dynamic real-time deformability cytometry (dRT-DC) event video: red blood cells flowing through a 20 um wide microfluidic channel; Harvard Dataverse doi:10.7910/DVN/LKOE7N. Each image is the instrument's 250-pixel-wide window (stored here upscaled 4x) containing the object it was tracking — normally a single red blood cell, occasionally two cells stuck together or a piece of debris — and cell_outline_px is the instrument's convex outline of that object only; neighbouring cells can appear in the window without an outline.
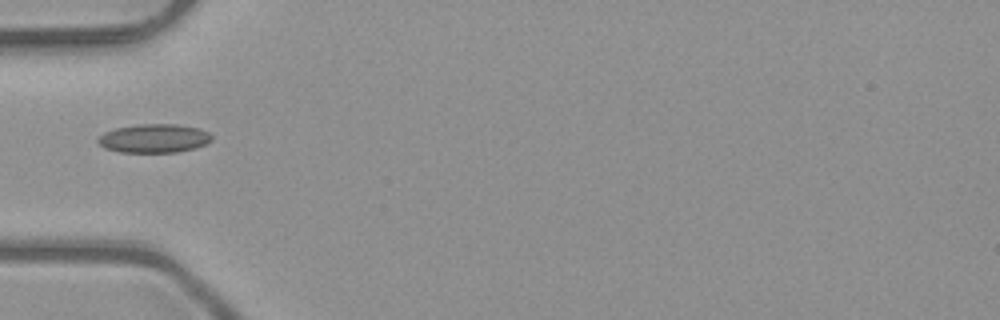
{"species": "common noctule bat (a hibernating species)", "species_latin": "Nyctalus noctula", "temperature_condition": "room temperature", "stored_images_in_passage": 5, "camera_frame_rate_fps": 3000, "um_per_image_px": 0.085, "animal": {"sex": "male", "body_mass_g": 23.1, "forearm_length_mm": 52.7}, "frame": {"image": 1, "passage_image": 4, "time_ms": 1.0, "image_size_px": [1000, 320], "cell_outline_px": [[212, 140], [208, 144], [196, 148], [176, 152], [120, 152], [104, 148], [96, 140], [104, 132], [116, 128], [140, 124], [176, 124], [200, 128], [208, 132], [212, 136]], "centroid_in_image_um": [13.13, 11.76], "position_along_channel_um": 71.9, "area_um2": 19.13}}
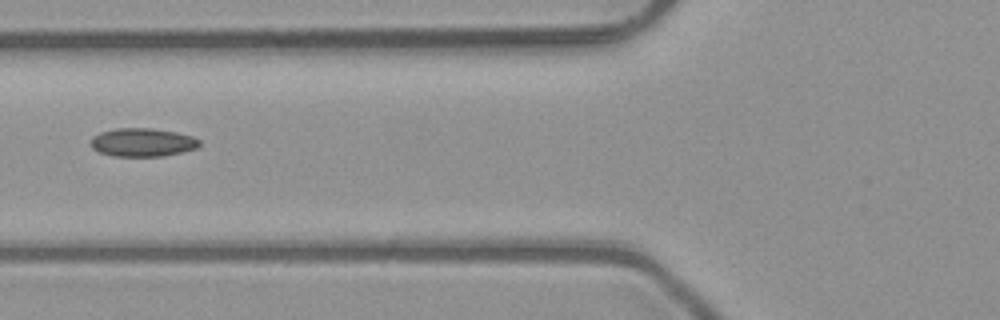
{"frame": {"image": 2, "passage_image": 5, "time_ms": 1.333, "image_size_px": [1000, 320], "cell_outline_px": [[200, 144], [196, 148], [164, 156], [112, 156], [100, 152], [92, 148], [92, 136], [100, 132], [116, 128], [152, 128], [176, 132], [192, 136], [200, 140]], "centroid_in_image_um": [12.11, 12.09], "position_along_channel_um": 113.7, "area_um2": 17.92}}